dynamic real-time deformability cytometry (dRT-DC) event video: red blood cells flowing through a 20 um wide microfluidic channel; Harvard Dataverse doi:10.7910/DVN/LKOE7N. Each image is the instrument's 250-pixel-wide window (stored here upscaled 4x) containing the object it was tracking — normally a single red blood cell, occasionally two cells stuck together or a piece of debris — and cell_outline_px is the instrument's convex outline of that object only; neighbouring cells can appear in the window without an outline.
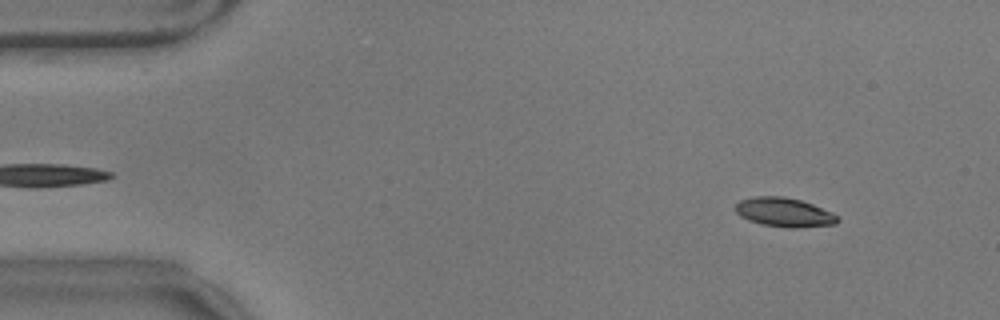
{"species": "common noctule bat (a hibernating species)", "species_latin": "Nyctalus noctula", "temperature_condition": "warm", "stored_images_in_passage": 52, "camera_frame_rate_fps": 3000, "um_per_image_px": 0.085, "animal": {"sex": "male", "body_mass_g": 17.9}, "frame": {"image": 1, "passage_image": 1, "time_ms": 0.0, "image_size_px": [1000, 320], "cell_outline_px": [[840, 220], [836, 224], [796, 228], [792, 228], [760, 224], [748, 220], [740, 216], [736, 212], [736, 204], [740, 200], [756, 196], [784, 196], [800, 200], [812, 204], [832, 212], [840, 216]], "centroid_in_image_um": [66.68, 18.05], "position_along_channel_um": 18.3, "area_um2": 17.4}}
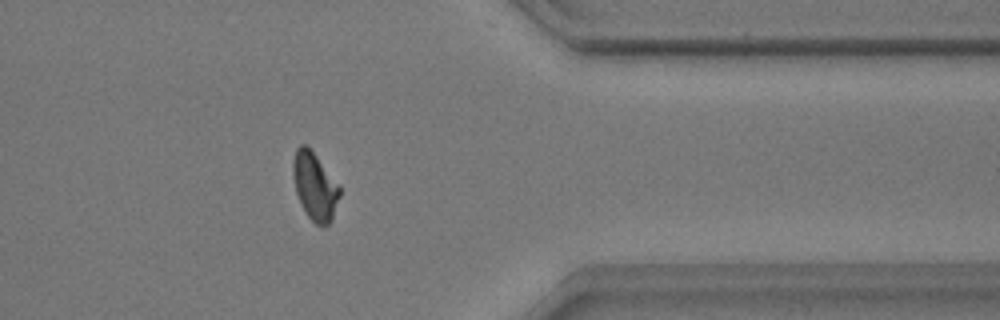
{"frame": {"image": 2, "passage_image": 41, "time_ms": 13.333, "image_size_px": [1000, 320], "cell_outline_px": [[340, 196], [332, 220], [324, 228], [320, 228], [308, 216], [300, 204], [296, 192], [292, 176], [292, 160], [296, 148], [300, 144], [304, 144], [316, 156], [340, 188]], "centroid_in_image_um": [26.73, 15.88], "position_along_channel_um": 384.7, "area_um2": 18.32}}
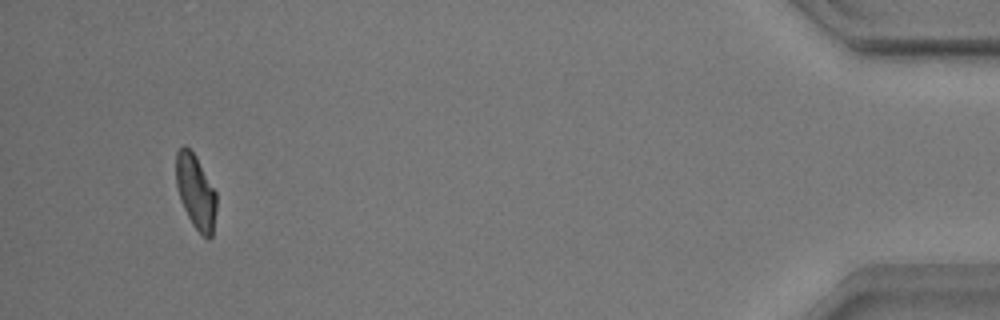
{"frame": {"image": 3, "passage_image": 49, "time_ms": 16.0, "image_size_px": [1000, 320], "cell_outline_px": [[216, 208], [212, 236], [208, 240], [192, 224], [180, 200], [176, 184], [176, 152], [184, 144], [196, 156], [216, 192]], "centroid_in_image_um": [16.63, 16.29], "position_along_channel_um": 418.6, "area_um2": 17.34}, "authors_computed_cell_mechanics": {"area_um2": 17.9758, "velocity_mm_per_s": 3.521, "shape_relaxation_time_tau1_ms": 4.1554, "shape_relaxation_time_tau2_ms": 1.9733, "deformation_change_tau1": 0.1364, "deformation_change_tau2": 0.0712}}